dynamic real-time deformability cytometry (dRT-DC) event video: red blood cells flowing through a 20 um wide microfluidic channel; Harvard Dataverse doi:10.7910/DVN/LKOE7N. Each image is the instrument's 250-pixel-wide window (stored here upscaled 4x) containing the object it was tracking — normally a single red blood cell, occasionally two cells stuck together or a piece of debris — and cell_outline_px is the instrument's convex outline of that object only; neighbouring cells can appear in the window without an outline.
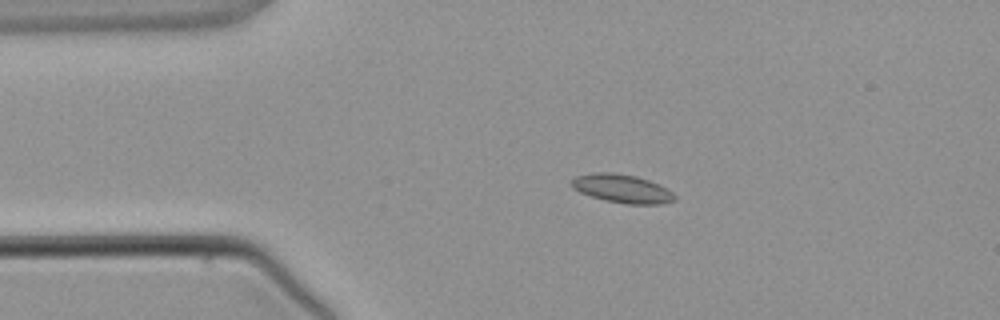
{"species": "common noctule bat (a hibernating species)", "species_latin": "Nyctalus noctula", "temperature_condition": "warm", "stored_images_in_passage": 4, "camera_frame_rate_fps": 3000, "um_per_image_px": 0.085, "animal": {"sex": "male", "body_mass_g": 21.5, "forearm_length_mm": 52.0}, "frame": {"image": 1, "passage_image": 3, "time_ms": 2.667, "image_size_px": [1000, 320], "cell_outline_px": [[676, 200], [660, 204], [628, 204], [604, 200], [580, 192], [572, 188], [572, 180], [576, 176], [592, 172], [612, 172], [636, 176], [660, 184], [672, 192], [676, 196]], "centroid_in_image_um": [52.89, 16.02], "position_along_channel_um": 32.1, "area_um2": 17.11}}